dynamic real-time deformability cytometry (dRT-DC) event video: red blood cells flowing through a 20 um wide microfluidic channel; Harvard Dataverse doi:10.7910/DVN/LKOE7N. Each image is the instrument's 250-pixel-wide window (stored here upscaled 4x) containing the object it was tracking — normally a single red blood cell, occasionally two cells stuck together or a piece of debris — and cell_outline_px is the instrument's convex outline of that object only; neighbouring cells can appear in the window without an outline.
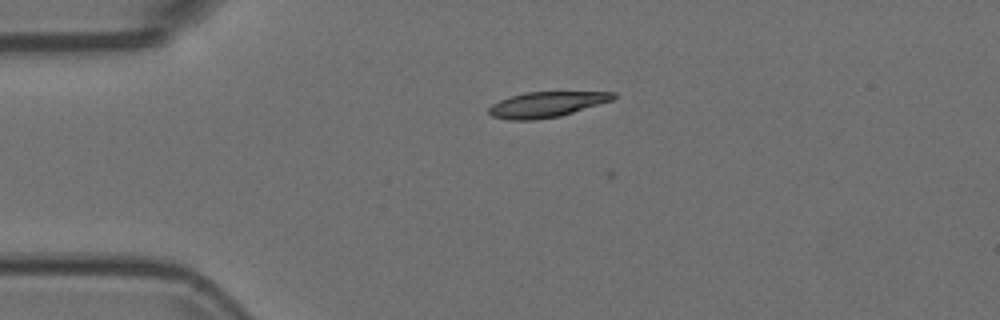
{"species": "Egyptian fruit bat (a non-hibernating species)", "species_latin": "Rousettus aegyptiacus", "temperature_condition": "room temperature", "stored_images_in_passage": 6, "camera_frame_rate_fps": 3000, "um_per_image_px": 0.085, "animal": {"sex": "female"}, "frame": {"image": 1, "passage_image": 3, "time_ms": 0.667, "image_size_px": [1000, 320], "cell_outline_px": [[616, 96], [612, 100], [560, 116], [536, 120], [508, 120], [492, 116], [488, 112], [488, 108], [492, 104], [500, 100], [524, 92], [616, 92]], "centroid_in_image_um": [46.42, 8.88], "position_along_channel_um": 38.6, "area_um2": 18.32}}